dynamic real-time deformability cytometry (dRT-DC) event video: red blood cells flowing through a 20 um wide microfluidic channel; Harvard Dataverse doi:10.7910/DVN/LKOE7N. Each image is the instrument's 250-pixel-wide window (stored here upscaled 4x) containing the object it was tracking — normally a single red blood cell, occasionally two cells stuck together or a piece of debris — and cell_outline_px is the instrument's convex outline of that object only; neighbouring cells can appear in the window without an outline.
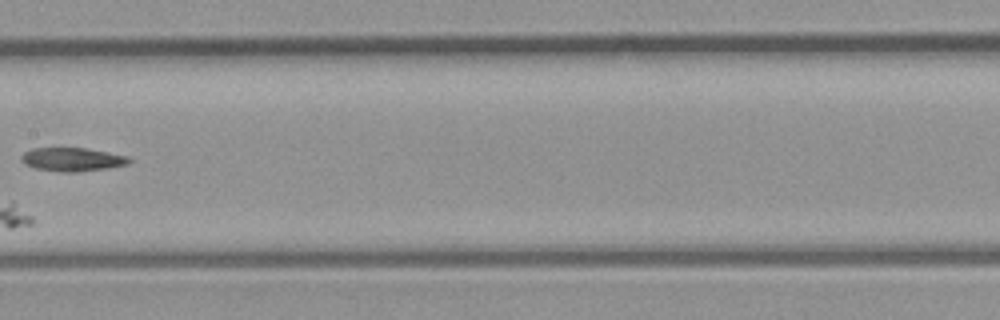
{"species": "common noctule bat (a hibernating species)", "species_latin": "Nyctalus noctula", "temperature_condition": "room temperature", "stored_images_in_passage": 7, "camera_frame_rate_fps": 3000, "um_per_image_px": 0.085, "animal": {"sex": "male", "body_mass_g": 23.1, "forearm_length_mm": 52.7}, "frame": {"image": 1, "passage_image": 7, "time_ms": 7.0, "image_size_px": [1000, 320], "cell_outline_px": [[132, 160], [128, 164], [108, 168], [76, 172], [64, 172], [36, 168], [24, 164], [20, 160], [20, 156], [24, 152], [32, 148], [84, 148], [108, 152], [128, 156]], "centroid_in_image_um": [6.13, 13.55], "position_along_channel_um": 201.3, "area_um2": 14.8}}